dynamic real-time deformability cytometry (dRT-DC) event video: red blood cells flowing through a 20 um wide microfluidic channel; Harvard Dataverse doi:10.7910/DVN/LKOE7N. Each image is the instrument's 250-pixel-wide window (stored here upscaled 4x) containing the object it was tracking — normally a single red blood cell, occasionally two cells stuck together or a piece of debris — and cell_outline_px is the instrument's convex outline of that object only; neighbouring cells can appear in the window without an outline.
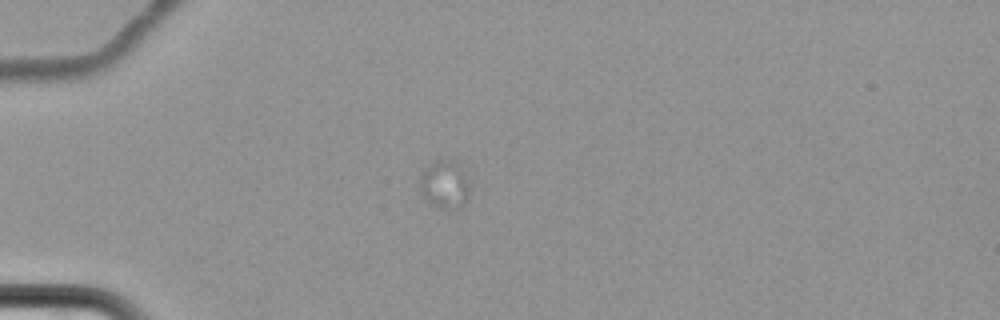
{"species": "common noctule bat (a hibernating species)", "species_latin": "Nyctalus noctula", "temperature_condition": "cold", "stored_images_in_passage": 6, "camera_frame_rate_fps": 3000, "um_per_image_px": 0.085, "animal": {"sex": "female", "body_mass_g": 22.7, "forearm_length_mm": 54.2}, "frame": {"image": 1, "passage_image": 4, "time_ms": 4.333, "image_size_px": [1000, 320], "cell_outline_px": [[468, 192], [464, 200], [456, 208], [440, 208], [424, 196], [420, 184], [420, 176], [436, 160], [448, 160], [456, 164], [468, 184]], "centroid_in_image_um": [37.76, 15.68], "position_along_channel_um": 47.2, "area_um2": 12.6}}